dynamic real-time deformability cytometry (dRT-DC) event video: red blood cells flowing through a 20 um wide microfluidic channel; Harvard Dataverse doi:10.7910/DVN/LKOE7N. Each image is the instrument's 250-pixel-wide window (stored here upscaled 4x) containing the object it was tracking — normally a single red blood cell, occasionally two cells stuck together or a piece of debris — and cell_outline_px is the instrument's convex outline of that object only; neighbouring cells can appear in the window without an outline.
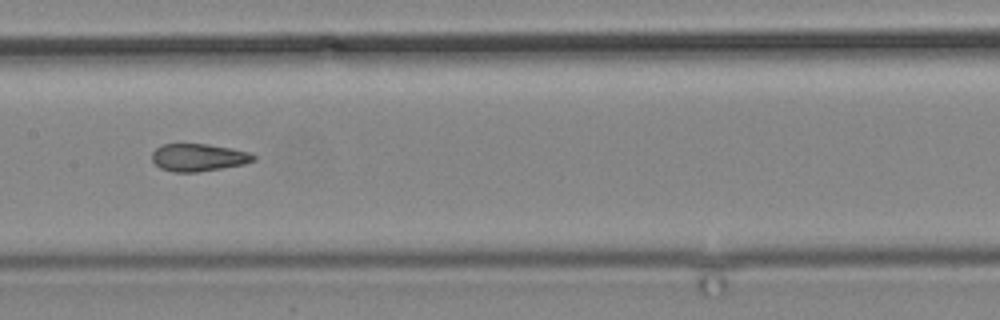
{"species": "common noctule bat (a hibernating species)", "species_latin": "Nyctalus noctula", "temperature_condition": "cold", "stored_images_in_passage": 14, "camera_frame_rate_fps": 3000, "um_per_image_px": 0.085, "animal": {"sex": "male", "body_mass_g": 19.2, "forearm_length_mm": 51.8}, "frame": {"image": 1, "passage_image": 14, "time_ms": 16.0, "image_size_px": [1000, 320], "cell_outline_px": [[256, 160], [244, 164], [196, 172], [172, 172], [160, 168], [152, 160], [152, 152], [156, 148], [164, 144], [208, 144], [232, 148], [248, 152], [256, 156]], "centroid_in_image_um": [16.87, 13.38], "position_along_channel_um": 190.5, "area_um2": 16.24}}